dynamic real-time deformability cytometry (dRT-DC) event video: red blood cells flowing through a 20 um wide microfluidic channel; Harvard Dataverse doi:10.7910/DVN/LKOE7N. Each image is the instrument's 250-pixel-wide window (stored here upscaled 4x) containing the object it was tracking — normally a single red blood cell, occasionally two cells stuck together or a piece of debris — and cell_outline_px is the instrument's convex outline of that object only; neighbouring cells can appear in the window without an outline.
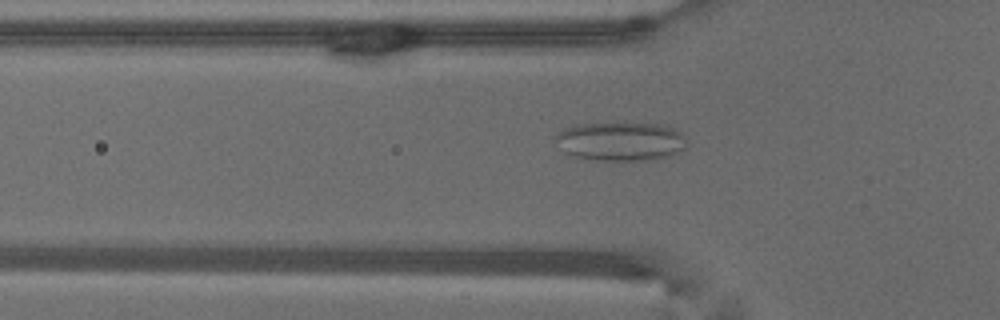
{"species": "common noctule bat (a hibernating species)", "species_latin": "Nyctalus noctula", "temperature_condition": "warm", "stored_images_in_passage": 54, "camera_frame_rate_fps": 3000, "um_per_image_px": 0.085, "animal": {"sex": "male", "body_mass_g": 18.8}, "frame": {"image": 1, "passage_image": 18, "time_ms": 5.667, "image_size_px": [1000, 320], "cell_outline_px": [[688, 144], [684, 148], [668, 156], [652, 160], [596, 160], [572, 156], [564, 152], [552, 136], [564, 128], [576, 124], [660, 124], [672, 128], [680, 132], [684, 136]], "centroid_in_image_um": [52.72, 12.02], "position_along_channel_um": 73.1, "area_um2": 29.59}}
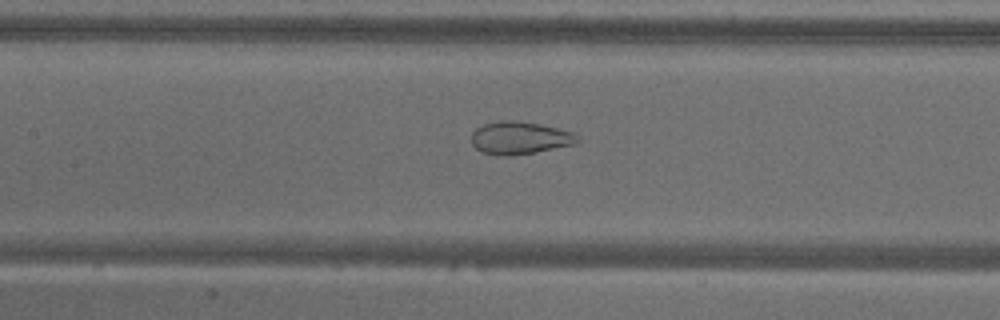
{"frame": {"image": 2, "passage_image": 25, "time_ms": 8.0, "image_size_px": [1000, 320], "cell_outline_px": [[580, 140], [576, 144], [536, 152], [508, 156], [496, 156], [484, 152], [476, 148], [472, 144], [472, 132], [476, 128], [484, 124], [500, 120], [512, 120], [536, 124], [556, 128], [572, 132], [580, 136]], "centroid_in_image_um": [44.18, 11.73], "position_along_channel_um": 163.2, "area_um2": 20.11}}
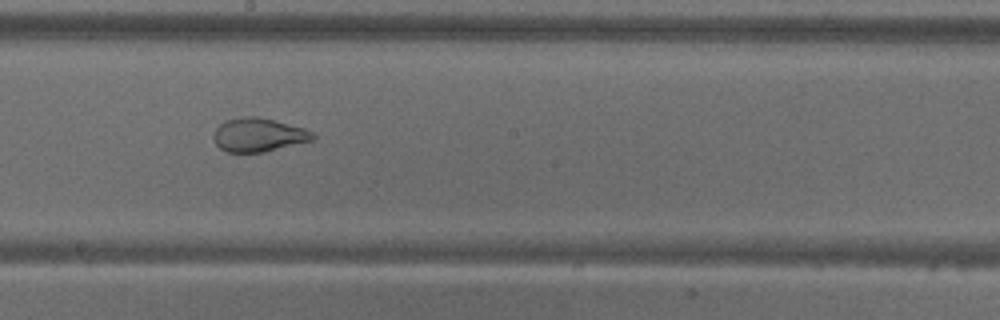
{"frame": {"image": 3, "passage_image": 30, "time_ms": 9.667, "image_size_px": [1000, 320], "cell_outline_px": [[316, 140], [264, 152], [228, 152], [220, 148], [216, 144], [212, 136], [216, 128], [220, 124], [228, 120], [244, 116], [256, 116], [304, 128], [312, 132], [316, 136]], "centroid_in_image_um": [21.99, 11.48], "position_along_channel_um": 226.2, "area_um2": 19.42}, "authors_computed_cell_mechanics": {"area_um2": 20.4323, "velocity_mm_per_s": 3.7982, "shape_relaxation_time_tau1_ms": null, "shape_relaxation_time_tau2_ms": 0.8408, "deformation_change_tau1": null, "deformation_change_tau2": 0.0669}}